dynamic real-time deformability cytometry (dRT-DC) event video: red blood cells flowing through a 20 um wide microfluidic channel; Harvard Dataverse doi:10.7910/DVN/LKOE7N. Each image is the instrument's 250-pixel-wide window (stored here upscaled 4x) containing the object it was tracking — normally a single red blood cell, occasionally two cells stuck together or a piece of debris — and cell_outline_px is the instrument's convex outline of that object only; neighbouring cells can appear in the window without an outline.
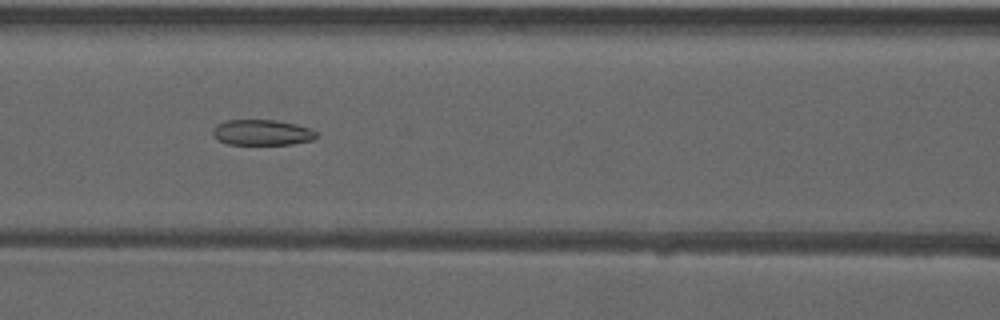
{"species": "common noctule bat (a hibernating species)", "species_latin": "Nyctalus noctula", "temperature_condition": "warm", "stored_images_in_passage": 51, "camera_frame_rate_fps": 3000, "um_per_image_px": 0.085, "animal": {"sex": "male", "forearm_length_mm": 52.5}, "frame": {"image": 1, "passage_image": 22, "time_ms": 7.0, "image_size_px": [1000, 320], "cell_outline_px": [[316, 136], [312, 140], [292, 144], [228, 144], [216, 140], [212, 132], [216, 124], [224, 120], [276, 120], [296, 124], [308, 128], [316, 132]], "centroid_in_image_um": [22.22, 11.26], "position_along_channel_um": 144.4, "area_um2": 15.43}}
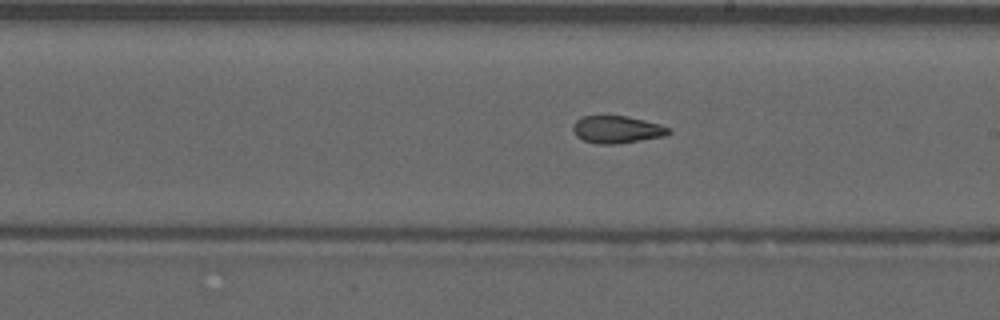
{"frame": {"image": 2, "passage_image": 29, "time_ms": 9.333, "image_size_px": [1000, 320], "cell_outline_px": [[672, 132], [664, 136], [640, 140], [612, 144], [600, 144], [584, 140], [576, 136], [572, 128], [576, 120], [584, 116], [628, 116], [660, 124], [672, 128]], "centroid_in_image_um": [52.47, 11.0], "position_along_channel_um": 236.5, "area_um2": 15.14}}
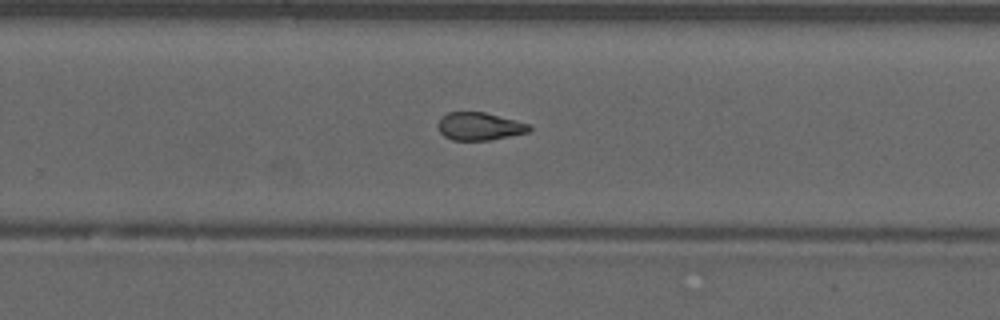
{"frame": {"image": 3, "passage_image": 33, "time_ms": 10.667, "image_size_px": [1000, 320], "cell_outline_px": [[532, 128], [528, 132], [492, 140], [452, 140], [444, 136], [440, 132], [436, 124], [440, 116], [448, 112], [484, 112], [532, 124]], "centroid_in_image_um": [40.74, 10.73], "position_along_channel_um": 289.1, "area_um2": 15.03}, "authors_computed_cell_mechanics": {"area_um2": 16.0684, "velocity_mm_per_s": 3.9701, "shape_relaxation_time_tau1_ms": null, "shape_relaxation_time_tau2_ms": 3.1482, "deformation_change_tau1": null, "deformation_change_tau2": 0.1129}}